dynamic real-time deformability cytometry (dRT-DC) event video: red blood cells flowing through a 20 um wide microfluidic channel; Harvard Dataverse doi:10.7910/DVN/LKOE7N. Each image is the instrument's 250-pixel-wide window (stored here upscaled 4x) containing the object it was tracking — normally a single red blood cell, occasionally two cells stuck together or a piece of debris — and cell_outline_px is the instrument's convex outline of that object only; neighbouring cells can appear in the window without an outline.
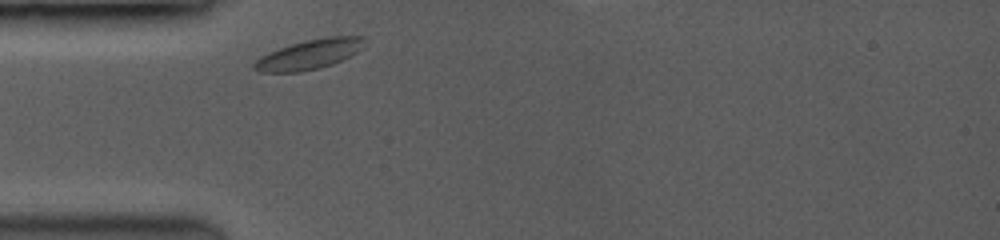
{"species": "common noctule bat (a hibernating species)", "species_latin": "Nyctalus noctula", "temperature_condition": "room temperature", "stored_images_in_passage": 35, "camera_frame_rate_fps": 3500, "um_per_image_px": 0.085, "animal": {"sex": "female", "body_mass_g": 19.0, "forearm_length_mm": 53.3}, "frame": {"image": 1, "passage_image": 1, "time_ms": 0.0, "image_size_px": [1000, 240], "cell_outline_px": [[368, 40], [364, 48], [352, 56], [332, 64], [300, 72], [260, 72], [252, 68], [252, 64], [260, 56], [268, 52], [304, 40], [328, 36], [368, 36]], "centroid_in_image_um": [26.37, 4.6], "position_along_channel_um": 58.6, "area_um2": 19.48}}